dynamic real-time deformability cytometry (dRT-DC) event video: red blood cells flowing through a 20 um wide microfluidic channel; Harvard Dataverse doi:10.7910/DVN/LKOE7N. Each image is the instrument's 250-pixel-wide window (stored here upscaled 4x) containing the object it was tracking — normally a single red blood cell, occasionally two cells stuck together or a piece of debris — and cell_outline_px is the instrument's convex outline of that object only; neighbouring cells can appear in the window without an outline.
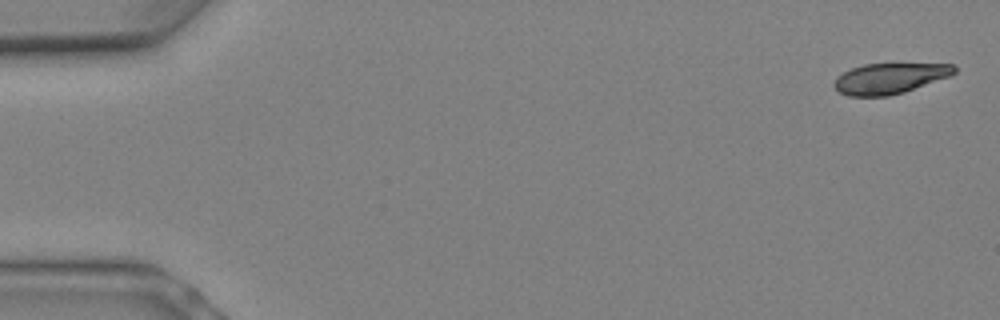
{"species": "Egyptian fruit bat (a non-hibernating species)", "species_latin": "Rousettus aegyptiacus", "temperature_condition": "warm", "stored_images_in_passage": 7, "camera_frame_rate_fps": 3000, "um_per_image_px": 0.085, "animal": {"sex": "female"}, "frame": {"image": 1, "passage_image": 1, "time_ms": 0.0, "image_size_px": [1000, 320], "cell_outline_px": [[956, 72], [952, 76], [904, 92], [888, 96], [848, 96], [840, 92], [832, 84], [836, 76], [852, 68], [864, 64], [956, 64]], "centroid_in_image_um": [75.64, 6.66], "position_along_channel_um": 9.4, "area_um2": 21.5}}
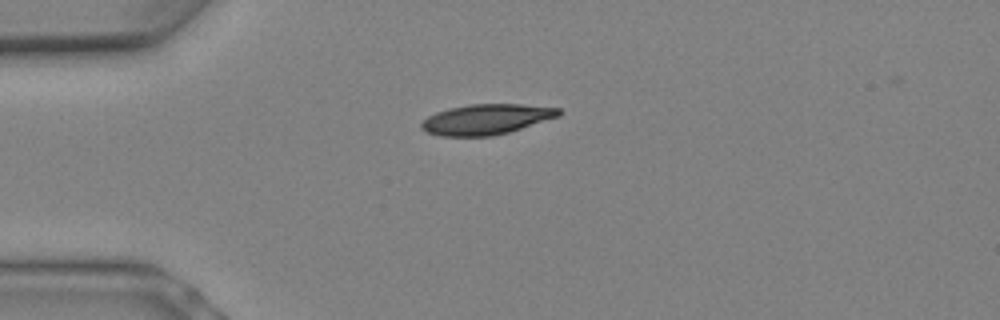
{"frame": {"image": 2, "passage_image": 6, "time_ms": 1.667, "image_size_px": [1000, 320], "cell_outline_px": [[564, 112], [560, 116], [508, 132], [492, 136], [440, 136], [428, 132], [420, 128], [420, 124], [428, 116], [436, 112], [448, 108], [472, 104], [520, 104], [560, 108]], "centroid_in_image_um": [41.35, 10.13], "position_along_channel_um": 43.7, "area_um2": 24.28}}